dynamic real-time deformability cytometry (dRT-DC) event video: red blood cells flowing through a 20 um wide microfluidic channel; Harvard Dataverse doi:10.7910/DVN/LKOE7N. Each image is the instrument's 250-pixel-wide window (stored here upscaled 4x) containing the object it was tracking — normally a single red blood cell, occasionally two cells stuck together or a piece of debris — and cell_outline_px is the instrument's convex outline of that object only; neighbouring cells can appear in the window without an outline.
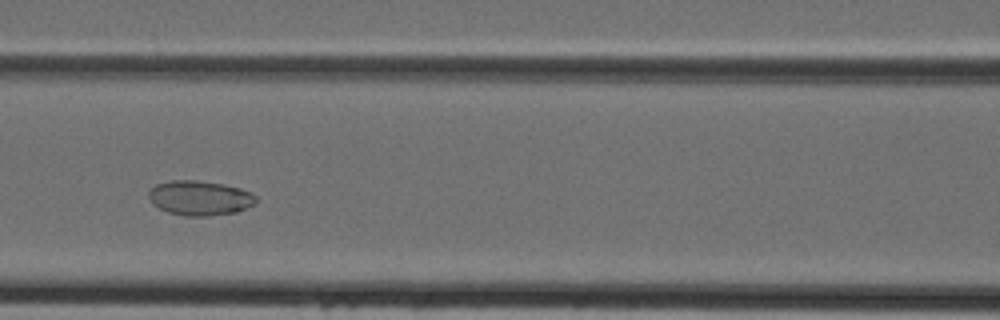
{"species": "Egyptian fruit bat (a non-hibernating species)", "species_latin": "Rousettus aegyptiacus", "temperature_condition": "cold", "stored_images_in_passage": 38, "camera_frame_rate_fps": 3000, "um_per_image_px": 0.085, "animal": {"sex": "female"}, "frame": {"image": 1, "passage_image": 13, "time_ms": 4.0, "image_size_px": [1000, 320], "cell_outline_px": [[256, 204], [236, 212], [212, 216], [184, 216], [168, 212], [152, 204], [148, 196], [148, 192], [156, 184], [172, 180], [196, 180], [224, 184], [240, 188], [256, 196]], "centroid_in_image_um": [16.98, 16.83], "position_along_channel_um": 149.6, "area_um2": 21.79}}
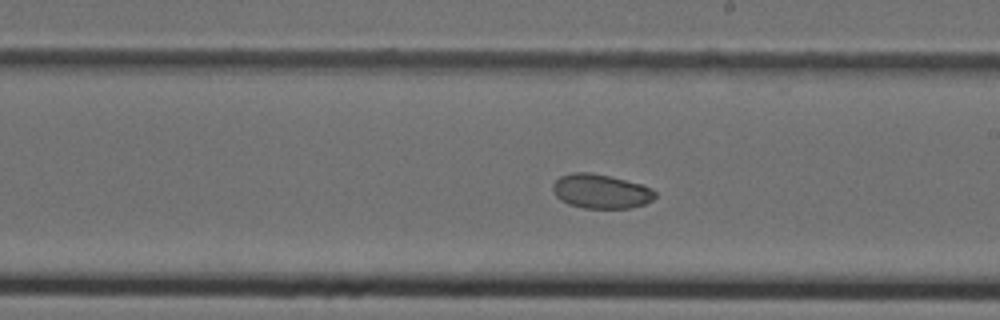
{"frame": {"image": 2, "passage_image": 19, "time_ms": 6.0, "image_size_px": [1000, 320], "cell_outline_px": [[656, 196], [652, 200], [644, 204], [628, 208], [584, 208], [568, 204], [560, 200], [556, 196], [552, 188], [552, 184], [560, 176], [572, 172], [592, 172], [640, 184], [652, 188], [656, 192]], "centroid_in_image_um": [51.05, 16.26], "position_along_channel_um": 238.0, "area_um2": 20.4}}
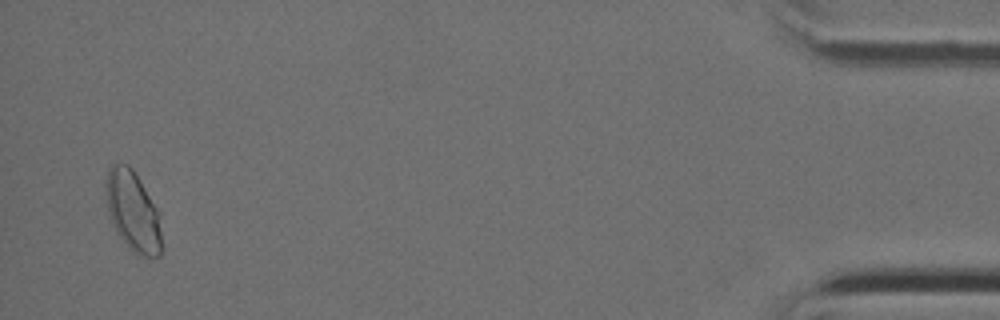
{"frame": {"image": 3, "passage_image": 37, "time_ms": 12.0, "image_size_px": [1000, 320], "cell_outline_px": [[160, 256], [140, 256], [120, 236], [108, 212], [104, 192], [108, 168], [116, 160], [128, 164], [132, 168], [160, 212]], "centroid_in_image_um": [11.27, 17.85], "position_along_channel_um": 423.9, "area_um2": 25.84}}